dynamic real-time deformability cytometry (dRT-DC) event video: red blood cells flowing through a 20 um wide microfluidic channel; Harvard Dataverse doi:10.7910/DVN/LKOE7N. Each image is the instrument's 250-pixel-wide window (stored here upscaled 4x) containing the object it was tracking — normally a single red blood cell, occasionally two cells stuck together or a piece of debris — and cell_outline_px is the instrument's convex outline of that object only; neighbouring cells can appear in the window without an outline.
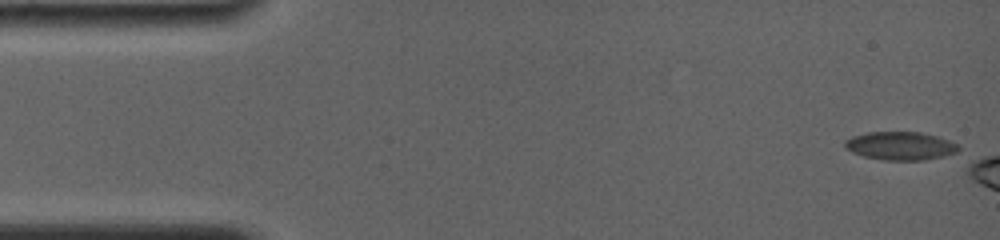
{"species": "common noctule bat (a hibernating species)", "species_latin": "Nyctalus noctula", "temperature_condition": "room temperature", "stored_images_in_passage": 23, "camera_frame_rate_fps": 4000, "um_per_image_px": 0.085, "animal": {"sex": "female", "body_mass_g": 19.0, "forearm_length_mm": 56.7}, "frame": {"image": 1, "passage_image": 1, "time_ms": 0.0, "image_size_px": [1000, 240], "cell_outline_px": [[960, 148], [956, 152], [944, 156], [924, 160], [884, 160], [864, 156], [852, 152], [844, 148], [844, 140], [852, 136], [868, 132], [920, 132], [936, 136], [948, 140], [956, 144]], "centroid_in_image_um": [76.5, 12.4], "position_along_channel_um": 8.5, "area_um2": 18.67}}